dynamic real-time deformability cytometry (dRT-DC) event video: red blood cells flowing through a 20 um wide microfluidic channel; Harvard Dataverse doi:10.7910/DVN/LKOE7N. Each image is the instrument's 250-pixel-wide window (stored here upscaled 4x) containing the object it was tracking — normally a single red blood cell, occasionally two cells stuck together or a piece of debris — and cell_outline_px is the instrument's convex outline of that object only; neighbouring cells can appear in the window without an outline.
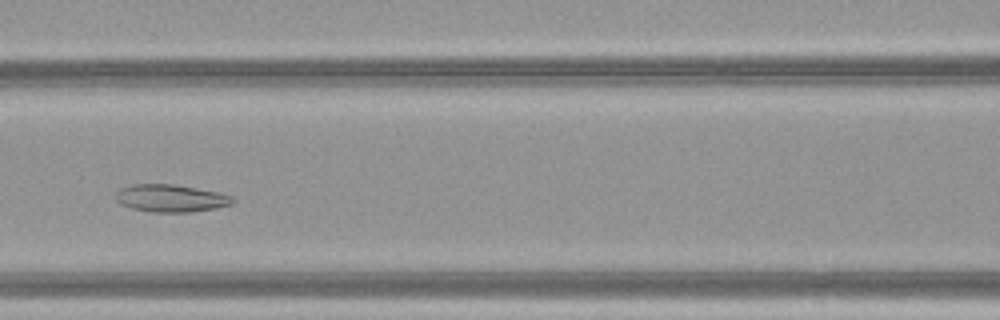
{"species": "common noctule bat (a hibernating species)", "species_latin": "Nyctalus noctula", "temperature_condition": "warm", "stored_images_in_passage": 40, "camera_frame_rate_fps": 3000, "um_per_image_px": 0.085, "animal": {"sex": "female", "body_mass_g": 21.9}, "frame": {"image": 1, "passage_image": 13, "time_ms": 4.0, "image_size_px": [1000, 320], "cell_outline_px": [[236, 200], [232, 204], [216, 208], [192, 212], [152, 212], [132, 208], [120, 204], [116, 200], [116, 192], [120, 188], [132, 184], [172, 184], [220, 192], [232, 196]], "centroid_in_image_um": [14.53, 16.85], "position_along_channel_um": 152.1, "area_um2": 18.84}}
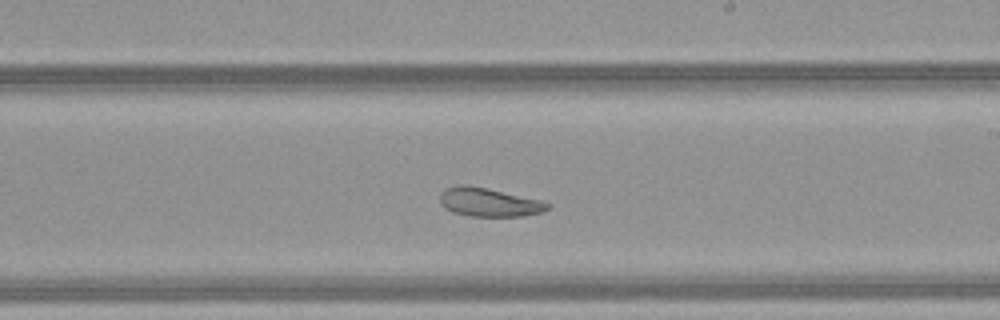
{"frame": {"image": 2, "passage_image": 20, "time_ms": 6.333, "image_size_px": [1000, 320], "cell_outline_px": [[552, 208], [544, 212], [524, 216], [468, 216], [452, 212], [444, 208], [440, 204], [440, 192], [444, 188], [460, 184], [464, 184], [488, 188], [540, 200], [552, 204]], "centroid_in_image_um": [41.56, 17.19], "position_along_channel_um": 247.4, "area_um2": 18.32}}
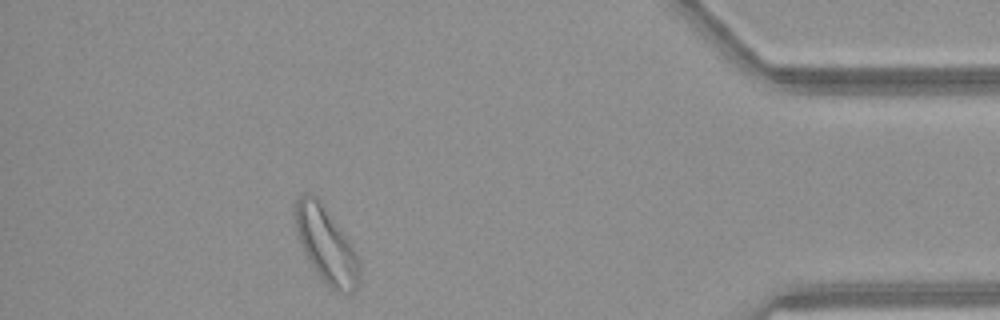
{"frame": {"image": 3, "passage_image": 35, "time_ms": 11.333, "image_size_px": [1000, 320], "cell_outline_px": [[360, 284], [352, 292], [344, 296], [332, 288], [320, 276], [312, 264], [300, 240], [296, 228], [296, 200], [304, 192], [308, 192], [316, 196], [320, 200], [348, 240], [356, 252], [360, 264]], "centroid_in_image_um": [27.78, 20.84], "position_along_channel_um": 407.4, "area_um2": 27.63}, "authors_computed_cell_mechanics": {"area_um2": 21.5305, "velocity_mm_per_s": 4.1073, "shape_relaxation_time_tau1_ms": 5.5998, "shape_relaxation_time_tau2_ms": 2.5022, "deformation_change_tau1": 0.1111, "deformation_change_tau2": 0.0992}}